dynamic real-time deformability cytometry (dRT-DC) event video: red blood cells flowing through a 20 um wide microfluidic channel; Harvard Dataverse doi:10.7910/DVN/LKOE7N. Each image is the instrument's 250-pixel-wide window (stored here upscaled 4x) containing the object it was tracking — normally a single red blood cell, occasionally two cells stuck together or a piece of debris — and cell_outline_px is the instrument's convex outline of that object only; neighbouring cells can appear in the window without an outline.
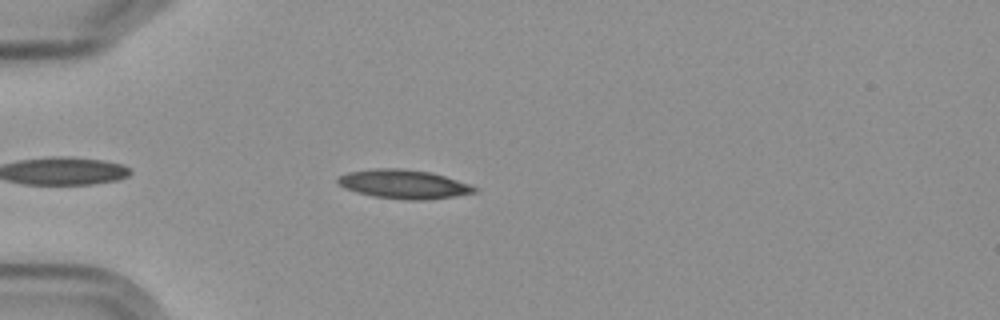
{"species": "Egyptian fruit bat (a non-hibernating species)", "species_latin": "Rousettus aegyptiacus", "temperature_condition": "cold", "stored_images_in_passage": 11, "camera_frame_rate_fps": 3000, "um_per_image_px": 0.085, "frame": {"image": 1, "passage_image": 4, "time_ms": 4.667, "image_size_px": [1000, 320], "cell_outline_px": [[480, 188], [476, 192], [456, 196], [424, 200], [408, 200], [372, 196], [356, 192], [344, 188], [336, 184], [336, 176], [348, 172], [376, 168], [400, 168], [432, 172]], "centroid_in_image_um": [34.27, 15.65], "position_along_channel_um": 50.7, "area_um2": 23.24}}
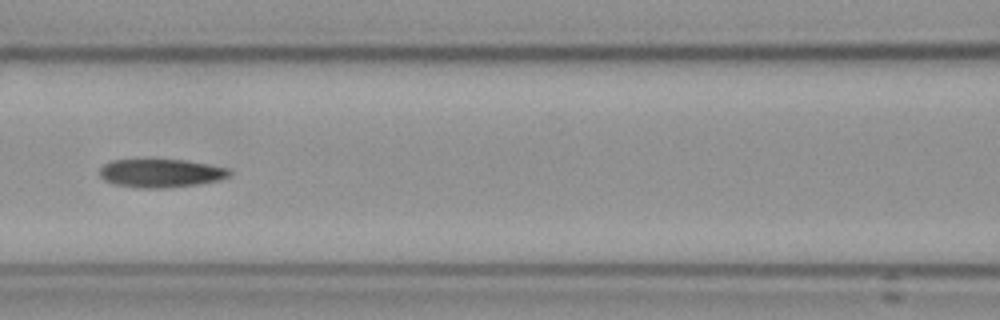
{"frame": {"image": 2, "passage_image": 7, "time_ms": 8.0, "image_size_px": [1000, 320], "cell_outline_px": [[232, 172], [228, 176], [220, 180], [196, 184], [164, 188], [136, 188], [112, 184], [104, 180], [100, 176], [100, 168], [104, 164], [112, 160], [184, 160], [208, 164], [228, 168]], "centroid_in_image_um": [13.65, 14.73], "position_along_channel_um": 153.0, "area_um2": 21.44}}
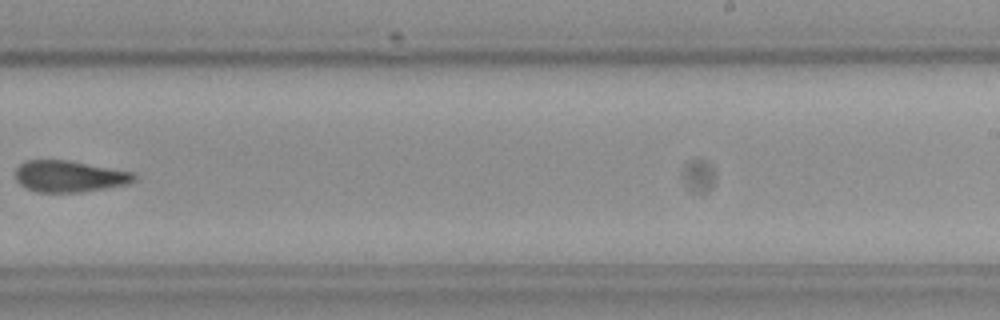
{"frame": {"image": 3, "passage_image": 10, "time_ms": 11.667, "image_size_px": [1000, 320], "cell_outline_px": [[136, 180], [128, 184], [80, 192], [36, 192], [20, 184], [16, 180], [16, 168], [20, 164], [28, 160], [68, 160], [132, 172], [136, 176]], "centroid_in_image_um": [5.89, 14.99], "position_along_channel_um": 283.1, "area_um2": 21.56}}